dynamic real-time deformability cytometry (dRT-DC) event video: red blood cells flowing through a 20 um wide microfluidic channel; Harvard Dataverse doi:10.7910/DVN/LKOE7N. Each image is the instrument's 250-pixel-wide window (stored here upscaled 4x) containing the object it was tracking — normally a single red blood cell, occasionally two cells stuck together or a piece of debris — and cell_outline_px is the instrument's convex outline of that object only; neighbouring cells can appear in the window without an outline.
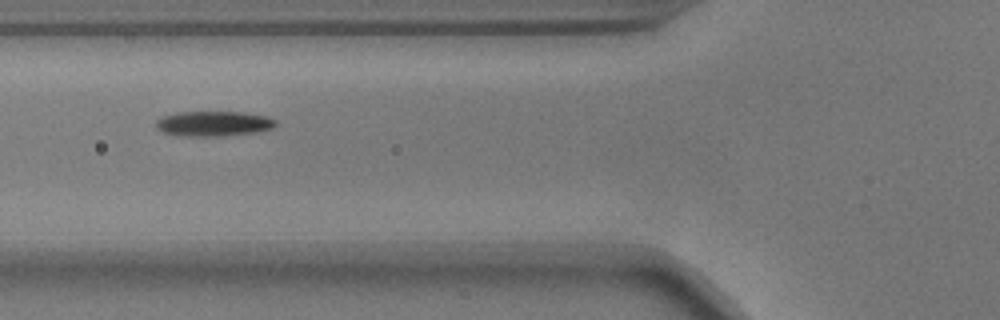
{"species": "common noctule bat (a hibernating species)", "species_latin": "Nyctalus noctula", "temperature_condition": "warm", "stored_images_in_passage": 36, "camera_frame_rate_fps": 3000, "um_per_image_px": 0.085, "animal": {"sex": "male", "body_mass_g": 17.9}, "frame": {"image": 1, "passage_image": 4, "time_ms": 1.0, "image_size_px": [1000, 320], "cell_outline_px": [[276, 124], [272, 128], [256, 132], [220, 136], [184, 136], [164, 132], [156, 128], [156, 120], [164, 116], [180, 112], [244, 112], [264, 116], [276, 120]], "centroid_in_image_um": [18.15, 10.51], "position_along_channel_um": 107.6, "area_um2": 17.28}}
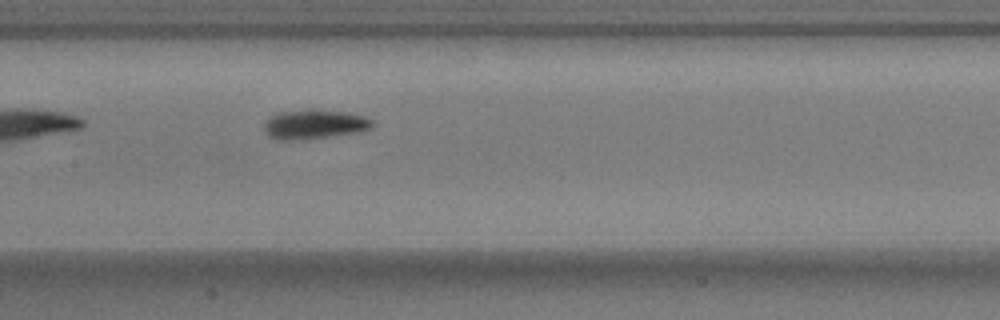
{"frame": {"image": 2, "passage_image": 10, "time_ms": 3.0, "image_size_px": [1000, 320], "cell_outline_px": [[372, 128], [360, 132], [304, 140], [276, 140], [268, 136], [264, 132], [264, 124], [276, 112], [308, 108], [312, 108], [344, 112], [364, 116], [372, 120]], "centroid_in_image_um": [26.69, 10.56], "position_along_channel_um": 180.7, "area_um2": 18.96}}
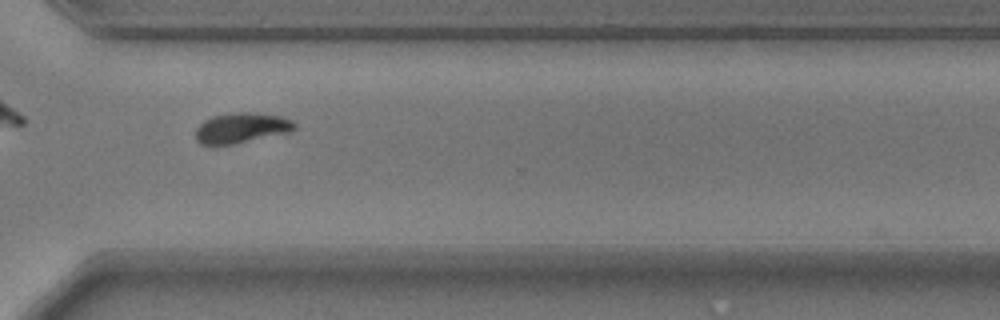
{"frame": {"image": 3, "passage_image": 24, "time_ms": 7.667, "image_size_px": [1000, 320], "cell_outline_px": [[296, 128], [288, 132], [236, 144], [216, 148], [212, 148], [200, 144], [196, 140], [196, 128], [204, 120], [212, 116], [236, 112], [256, 112], [280, 116], [292, 120], [296, 124]], "centroid_in_image_um": [20.45, 10.91], "position_along_channel_um": 350.1, "area_um2": 18.03}}